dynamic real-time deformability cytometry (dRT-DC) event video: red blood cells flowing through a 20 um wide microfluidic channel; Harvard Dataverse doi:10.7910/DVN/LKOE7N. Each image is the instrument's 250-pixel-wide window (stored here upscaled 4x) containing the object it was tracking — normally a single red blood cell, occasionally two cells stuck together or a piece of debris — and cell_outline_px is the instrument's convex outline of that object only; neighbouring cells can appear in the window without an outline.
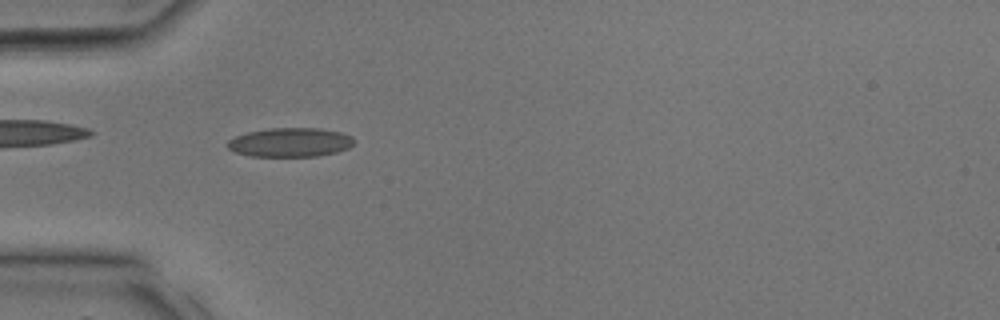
{"species": "common noctule bat (a hibernating species)", "species_latin": "Nyctalus noctula", "temperature_condition": "room temperature", "stored_images_in_passage": 14, "camera_frame_rate_fps": 3000, "um_per_image_px": 0.085, "animal": {"sex": "male", "body_mass_g": 17.9, "forearm_length_mm": 54.2}, "frame": {"image": 1, "passage_image": 10, "time_ms": 3.0, "image_size_px": [1000, 320], "cell_outline_px": [[352, 144], [348, 148], [336, 152], [316, 156], [248, 156], [236, 152], [228, 148], [224, 144], [228, 140], [236, 136], [248, 132], [272, 128], [320, 128], [340, 132], [352, 136]], "centroid_in_image_um": [24.63, 12.1], "position_along_channel_um": 60.4, "area_um2": 21.33}}